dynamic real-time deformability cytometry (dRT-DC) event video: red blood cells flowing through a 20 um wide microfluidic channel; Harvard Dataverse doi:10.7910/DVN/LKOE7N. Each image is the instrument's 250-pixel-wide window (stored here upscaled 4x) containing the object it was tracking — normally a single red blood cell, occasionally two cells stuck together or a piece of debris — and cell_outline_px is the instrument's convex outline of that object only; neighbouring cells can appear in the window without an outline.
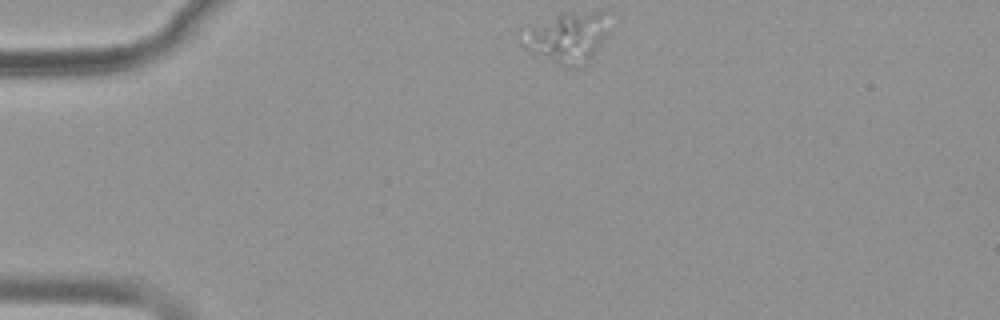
{"species": "common noctule bat (a hibernating species)", "species_latin": "Nyctalus noctula", "temperature_condition": "warm", "stored_images_in_passage": 45, "camera_frame_rate_fps": 3000, "um_per_image_px": 0.085, "animal": {"sex": "female", "body_mass_g": 19.9}, "frame": {"image": 1, "passage_image": 1, "time_ms": 0.0, "image_size_px": [1000, 320], "cell_outline_px": [[608, 32], [592, 56], [584, 64], [576, 68], [568, 68], [528, 52], [520, 44], [532, 32], [556, 12], [604, 12]], "centroid_in_image_um": [48.28, 3.22], "position_along_channel_um": 36.7, "area_um2": 24.51}}
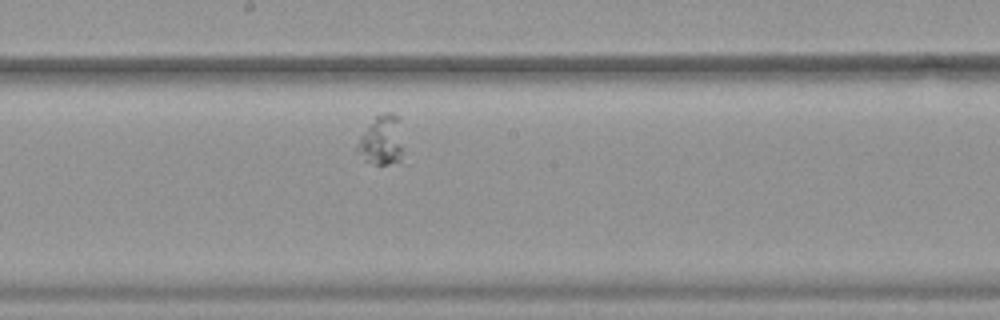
{"frame": {"image": 2, "passage_image": 20, "time_ms": 6.333, "image_size_px": [1000, 320], "cell_outline_px": [[412, 164], [376, 164], [364, 160], [356, 148], [360, 136], [376, 116], [384, 112], [392, 112], [400, 120]], "centroid_in_image_um": [32.67, 12.03], "position_along_channel_um": 215.5, "area_um2": 14.85}}
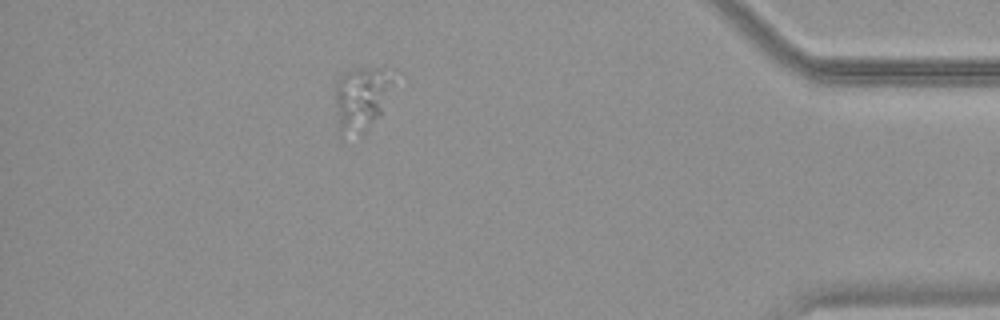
{"frame": {"image": 3, "passage_image": 39, "time_ms": 12.667, "image_size_px": [1000, 320], "cell_outline_px": [[392, 80], [380, 112], [372, 120], [344, 128], [340, 128], [336, 100], [336, 80], [340, 72], [356, 68], [376, 68], [392, 76]], "centroid_in_image_um": [30.66, 8.07], "position_along_channel_um": 404.5, "area_um2": 18.67}}